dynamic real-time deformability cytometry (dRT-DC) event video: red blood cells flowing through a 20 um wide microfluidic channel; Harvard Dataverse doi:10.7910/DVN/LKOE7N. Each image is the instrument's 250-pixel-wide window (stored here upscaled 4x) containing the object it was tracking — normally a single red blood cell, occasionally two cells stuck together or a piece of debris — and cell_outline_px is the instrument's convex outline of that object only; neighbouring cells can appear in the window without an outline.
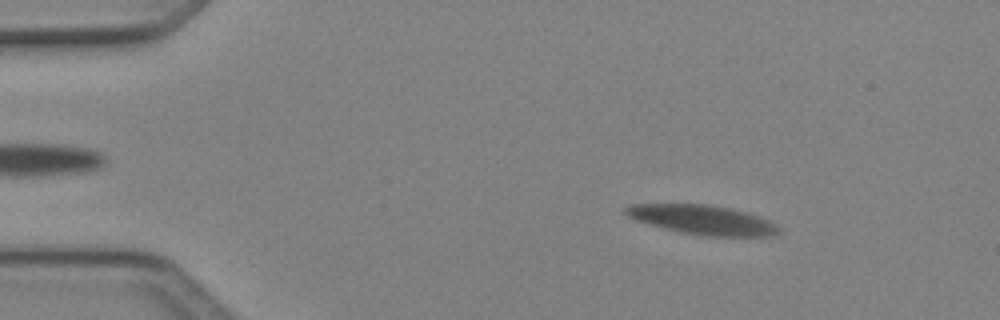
{"species": "Egyptian fruit bat (a non-hibernating species)", "species_latin": "Rousettus aegyptiacus", "temperature_condition": "cold", "stored_images_in_passage": 54, "camera_frame_rate_fps": 3000, "um_per_image_px": 0.085, "animal": {"sex": "female"}, "frame": {"image": 1, "passage_image": 8, "time_ms": 2.333, "image_size_px": [1000, 320], "cell_outline_px": [[780, 232], [772, 236], [708, 236], [684, 232], [664, 228], [636, 220], [628, 216], [624, 212], [624, 208], [628, 204], [708, 204], [732, 208], [748, 212], [760, 216], [776, 224], [780, 228]], "centroid_in_image_um": [59.75, 18.67], "position_along_channel_um": 25.3, "area_um2": 26.18}}
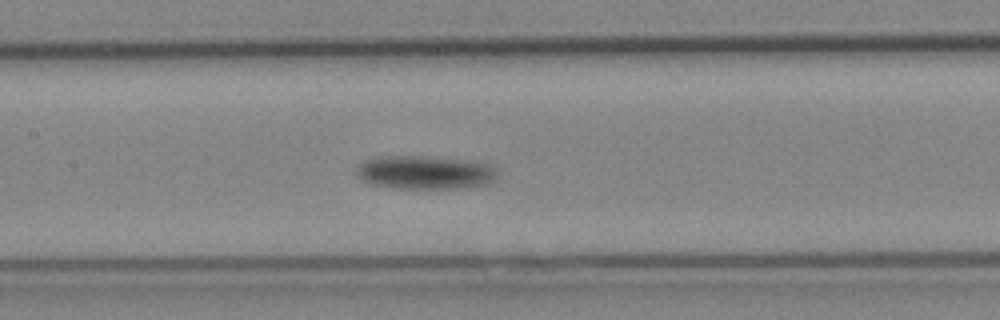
{"frame": {"image": 2, "passage_image": 26, "time_ms": 8.333, "image_size_px": [1000, 320], "cell_outline_px": [[496, 180], [488, 184], [456, 188], [392, 188], [372, 184], [364, 180], [356, 172], [360, 164], [364, 160], [380, 156], [428, 156], [460, 160], [484, 164], [492, 168], [496, 172]], "centroid_in_image_um": [36.08, 14.66], "position_along_channel_um": 171.3, "area_um2": 26.99}}
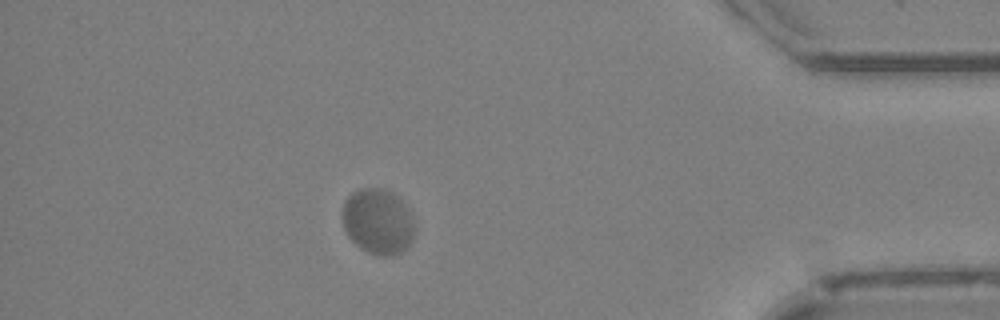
{"frame": {"image": 3, "passage_image": 48, "time_ms": 15.667, "image_size_px": [1000, 320], "cell_outline_px": [[412, 240], [400, 252], [392, 256], [380, 256], [368, 252], [360, 248], [348, 236], [344, 228], [340, 216], [344, 200], [352, 192], [360, 188], [384, 188], [392, 192], [408, 208], [412, 224]], "centroid_in_image_um": [32.05, 18.81], "position_along_channel_um": 403.2, "area_um2": 27.51}, "authors_computed_cell_mechanics": {"area_um2": 27.2527, "velocity_mm_per_s": 3.7286, "shape_relaxation_time_tau1_ms": 5.9074, "shape_relaxation_time_tau2_ms": null, "deformation_change_tau1": 0.1855, "deformation_change_tau2": null}}